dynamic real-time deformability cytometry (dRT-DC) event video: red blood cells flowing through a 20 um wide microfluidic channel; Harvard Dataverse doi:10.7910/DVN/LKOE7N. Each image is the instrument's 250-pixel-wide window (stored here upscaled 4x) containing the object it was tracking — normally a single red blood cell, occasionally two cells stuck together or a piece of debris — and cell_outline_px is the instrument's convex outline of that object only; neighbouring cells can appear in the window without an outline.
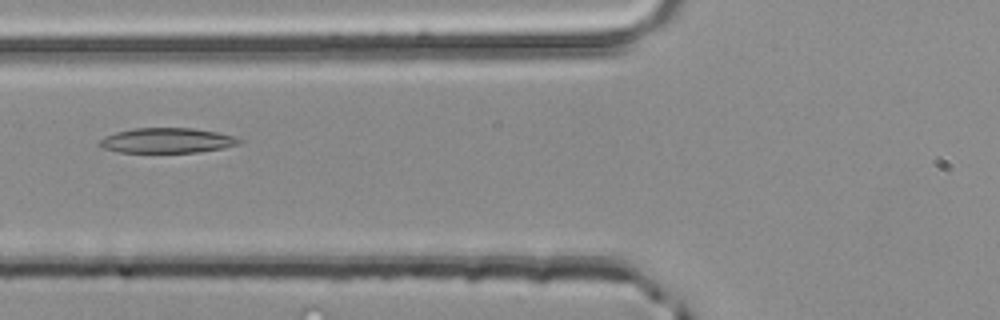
{"species": "common noctule bat (a hibernating species)", "species_latin": "Nyctalus noctula", "temperature_condition": "room temperature", "stored_images_in_passage": 44, "camera_frame_rate_fps": 3000, "um_per_image_px": 0.085, "animal": {"sex": "male", "body_mass_g": 20.4}, "frame": {"image": 1, "passage_image": 14, "time_ms": 4.333, "image_size_px": [1000, 320], "cell_outline_px": [[244, 140], [240, 144], [224, 148], [200, 152], [116, 152], [104, 148], [96, 144], [104, 136], [116, 132], [132, 128], [192, 128], [216, 132], [236, 136]], "centroid_in_image_um": [14.22, 11.94], "position_along_channel_um": 111.6, "area_um2": 20.58}}
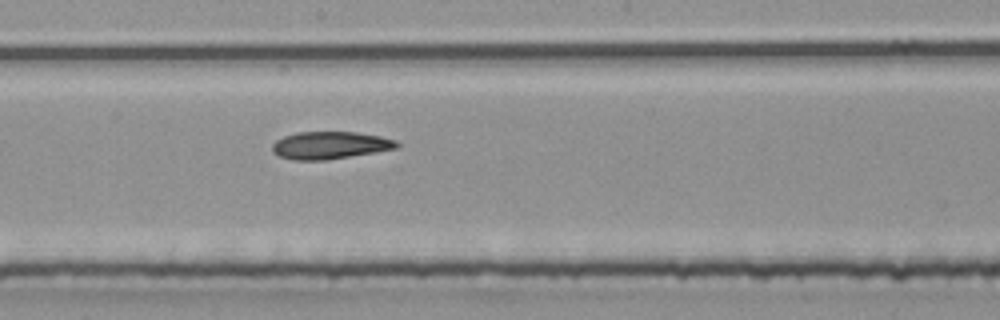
{"frame": {"image": 2, "passage_image": 22, "time_ms": 7.0, "image_size_px": [1000, 320], "cell_outline_px": [[400, 144], [396, 148], [324, 160], [292, 160], [280, 156], [272, 152], [272, 144], [276, 140], [284, 136], [296, 132], [356, 132], [380, 136], [396, 140]], "centroid_in_image_um": [28.0, 12.34], "position_along_channel_um": 220.2, "area_um2": 19.71}}
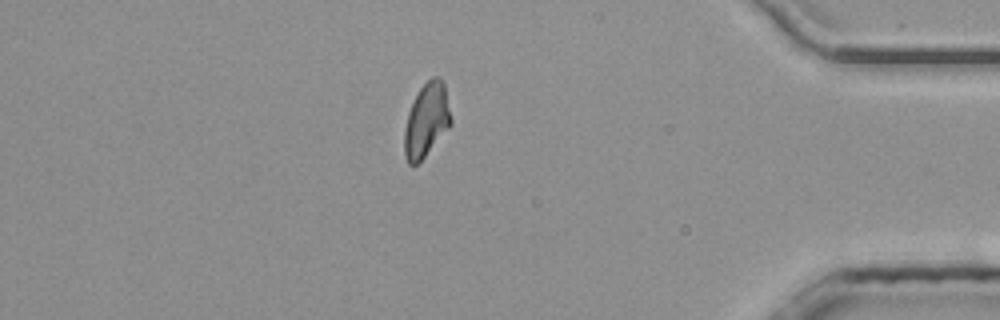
{"frame": {"image": 3, "passage_image": 38, "time_ms": 12.333, "image_size_px": [1000, 320], "cell_outline_px": [[452, 124], [424, 156], [416, 164], [408, 164], [404, 156], [404, 128], [408, 112], [420, 88], [432, 76], [436, 76], [444, 80], [452, 116]], "centroid_in_image_um": [36.27, 10.18], "position_along_channel_um": 398.9, "area_um2": 20.06}, "authors_computed_cell_mechanics": {"area_um2": 20.4323, "velocity_mm_per_s": 4.0629, "shape_relaxation_time_tau1_ms": 6.4326, "shape_relaxation_time_tau2_ms": 3.881, "deformation_change_tau1": 0.1595, "deformation_change_tau2": 0.1135}}